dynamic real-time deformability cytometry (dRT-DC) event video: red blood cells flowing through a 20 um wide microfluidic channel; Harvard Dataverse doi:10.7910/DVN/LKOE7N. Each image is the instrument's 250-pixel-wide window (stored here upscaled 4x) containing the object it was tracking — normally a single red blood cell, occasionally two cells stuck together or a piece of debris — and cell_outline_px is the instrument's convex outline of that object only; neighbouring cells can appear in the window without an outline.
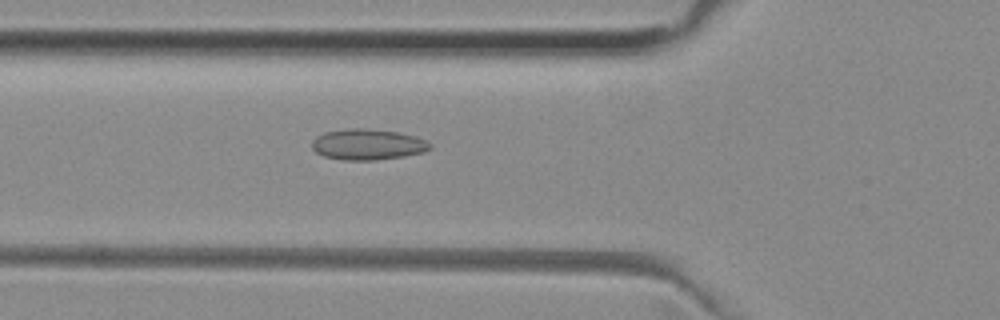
{"species": "common noctule bat (a hibernating species)", "species_latin": "Nyctalus noctula", "temperature_condition": "room temperature", "stored_images_in_passage": 36, "camera_frame_rate_fps": 3000, "um_per_image_px": 0.085, "animal": {"sex": "female", "body_mass_g": 29.2, "forearm_length_mm": 56.3}, "frame": {"image": 1, "passage_image": 3, "time_ms": 0.667, "image_size_px": [1000, 320], "cell_outline_px": [[432, 148], [424, 152], [404, 156], [376, 160], [344, 160], [324, 156], [316, 152], [312, 148], [312, 140], [316, 136], [324, 132], [352, 128], [364, 128], [396, 132], [416, 136], [428, 140], [432, 144]], "centroid_in_image_um": [31.28, 12.28], "position_along_channel_um": 94.5, "area_um2": 21.33}}
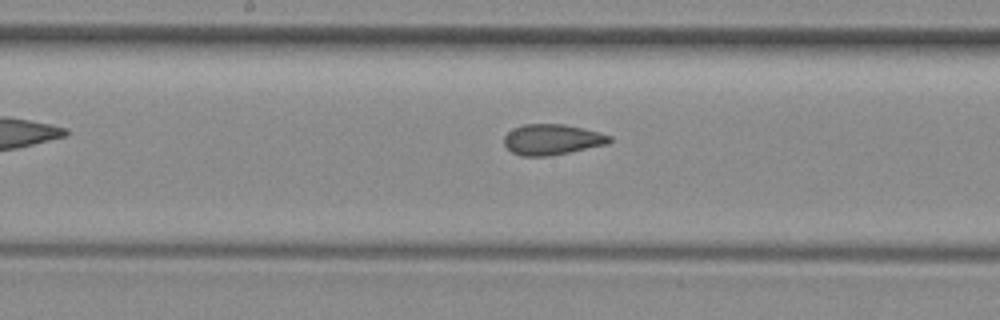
{"frame": {"image": 2, "passage_image": 11, "time_ms": 3.333, "image_size_px": [1000, 320], "cell_outline_px": [[612, 140], [608, 144], [548, 156], [524, 156], [512, 152], [504, 144], [504, 136], [512, 128], [524, 124], [564, 124], [600, 132], [612, 136]], "centroid_in_image_um": [46.93, 11.85], "position_along_channel_um": 201.3, "area_um2": 18.79}}
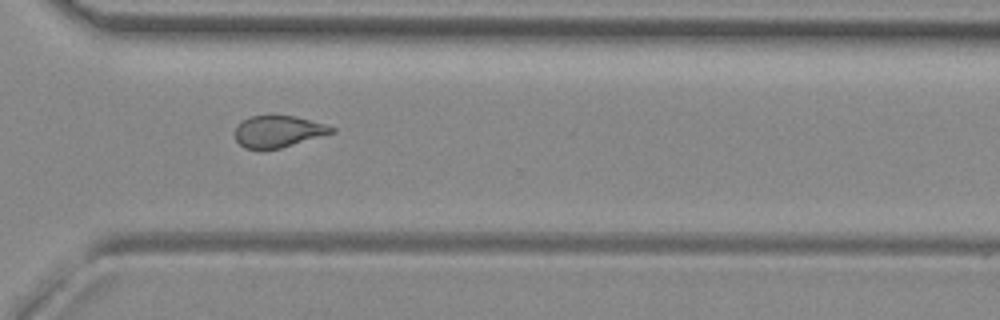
{"frame": {"image": 3, "passage_image": 22, "time_ms": 7.0, "image_size_px": [1000, 320], "cell_outline_px": [[336, 132], [280, 148], [264, 152], [260, 152], [244, 148], [236, 140], [236, 128], [248, 116], [292, 116], [324, 124], [336, 128]], "centroid_in_image_um": [23.63, 11.22], "position_along_channel_um": 347.0, "area_um2": 17.92}, "authors_computed_cell_mechanics": {"area_um2": 18.785, "velocity_mm_per_s": 3.9867, "shape_relaxation_time_tau1_ms": null, "shape_relaxation_time_tau2_ms": 1.6399, "deformation_change_tau1": null, "deformation_change_tau2": 0.0756}}